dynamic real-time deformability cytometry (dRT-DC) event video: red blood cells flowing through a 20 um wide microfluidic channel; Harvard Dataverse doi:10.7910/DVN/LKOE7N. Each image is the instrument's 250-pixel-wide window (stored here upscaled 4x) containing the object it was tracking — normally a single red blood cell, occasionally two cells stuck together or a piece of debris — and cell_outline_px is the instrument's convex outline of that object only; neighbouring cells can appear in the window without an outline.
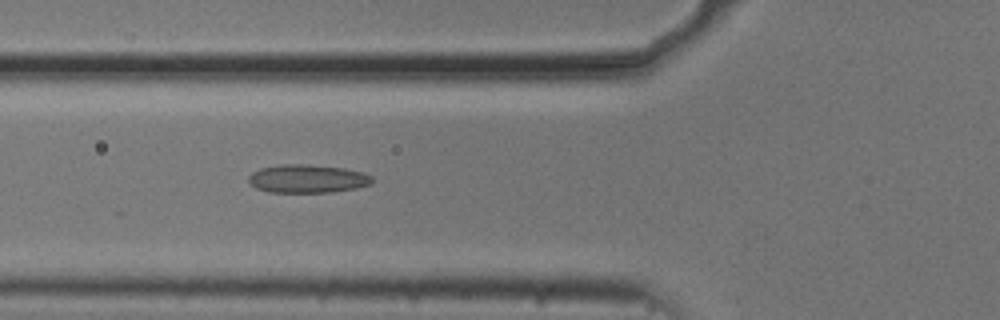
{"species": "common noctule bat (a hibernating species)", "species_latin": "Nyctalus noctula", "temperature_condition": "cold", "stored_images_in_passage": 24, "camera_frame_rate_fps": 3000, "um_per_image_px": 0.085, "animal": {"sex": "male", "body_mass_g": 20.5, "forearm_length_mm": 52.5}, "frame": {"image": 1, "passage_image": 20, "time_ms": 6.333, "image_size_px": [1000, 320], "cell_outline_px": [[372, 184], [356, 188], [332, 192], [268, 192], [256, 188], [248, 180], [248, 176], [252, 172], [260, 168], [284, 164], [300, 164], [344, 168], [364, 172], [372, 176]], "centroid_in_image_um": [26.14, 15.19], "position_along_channel_um": 99.7, "area_um2": 20.35}}
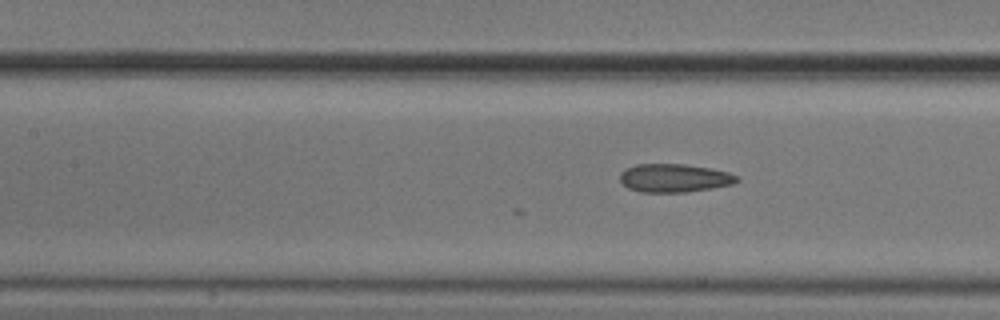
{"frame": {"image": 2, "passage_image": 24, "time_ms": 7.667, "image_size_px": [1000, 320], "cell_outline_px": [[740, 180], [732, 184], [684, 192], [640, 192], [628, 188], [620, 180], [620, 172], [636, 164], [684, 164], [712, 168], [728, 172], [740, 176]], "centroid_in_image_um": [57.33, 15.12], "position_along_channel_um": 150.1, "area_um2": 19.25}}